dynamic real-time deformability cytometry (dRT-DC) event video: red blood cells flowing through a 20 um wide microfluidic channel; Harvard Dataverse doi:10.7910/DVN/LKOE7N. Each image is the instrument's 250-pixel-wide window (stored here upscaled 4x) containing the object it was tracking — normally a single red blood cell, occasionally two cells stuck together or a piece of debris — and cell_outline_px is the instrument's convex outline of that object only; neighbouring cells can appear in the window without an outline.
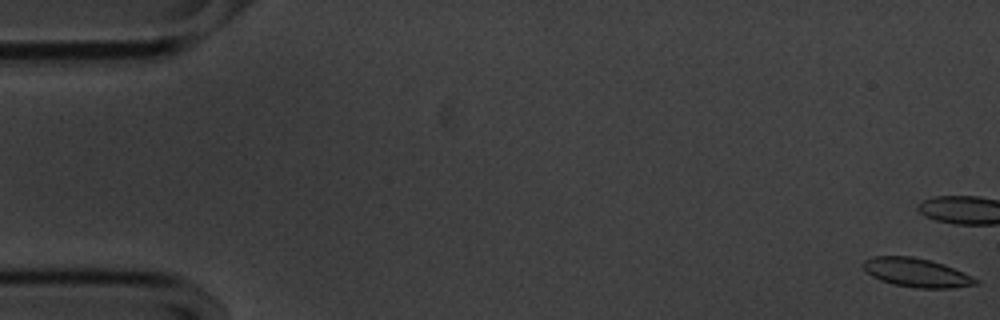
{"species": "common noctule bat (a hibernating species)", "species_latin": "Nyctalus noctula", "temperature_condition": "cold", "stored_images_in_passage": 13, "camera_frame_rate_fps": 3000, "um_per_image_px": 0.085, "animal": {"sex": "male", "body_mass_g": 20.1, "forearm_length_mm": 53.5}, "frame": {"image": 1, "passage_image": 1, "time_ms": 0.0, "image_size_px": [1000, 320], "cell_outline_px": [[980, 284], [952, 288], [916, 288], [892, 284], [880, 280], [872, 276], [860, 264], [864, 260], [872, 256], [912, 256], [932, 260], [944, 264], [972, 276], [980, 280]], "centroid_in_image_um": [77.91, 23.17], "position_along_channel_um": 7.1, "area_um2": 19.13}}